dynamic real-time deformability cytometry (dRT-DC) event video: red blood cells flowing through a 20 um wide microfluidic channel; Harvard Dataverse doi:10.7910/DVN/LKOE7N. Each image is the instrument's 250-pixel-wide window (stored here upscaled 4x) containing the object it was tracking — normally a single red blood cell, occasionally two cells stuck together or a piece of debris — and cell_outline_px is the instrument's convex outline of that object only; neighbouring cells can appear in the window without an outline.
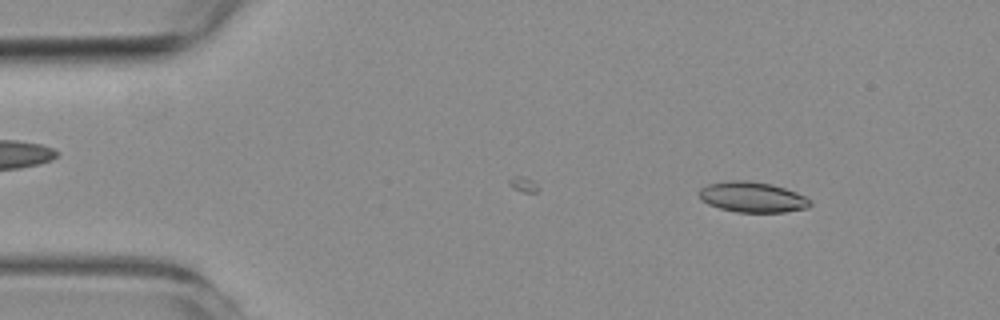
{"species": "common noctule bat (a hibernating species)", "species_latin": "Nyctalus noctula", "temperature_condition": "room temperature", "stored_images_in_passage": 49, "camera_frame_rate_fps": 3000, "um_per_image_px": 0.085, "animal": {"sex": "female", "body_mass_g": 19.3, "forearm_length_mm": 54.1}, "frame": {"image": 1, "passage_image": 6, "time_ms": 1.667, "image_size_px": [1000, 320], "cell_outline_px": [[812, 204], [808, 208], [784, 212], [736, 212], [720, 208], [708, 204], [700, 200], [700, 188], [708, 184], [732, 180], [748, 180], [772, 184], [796, 192], [812, 200]], "centroid_in_image_um": [63.97, 16.75], "position_along_channel_um": 21.0, "area_um2": 19.77}}
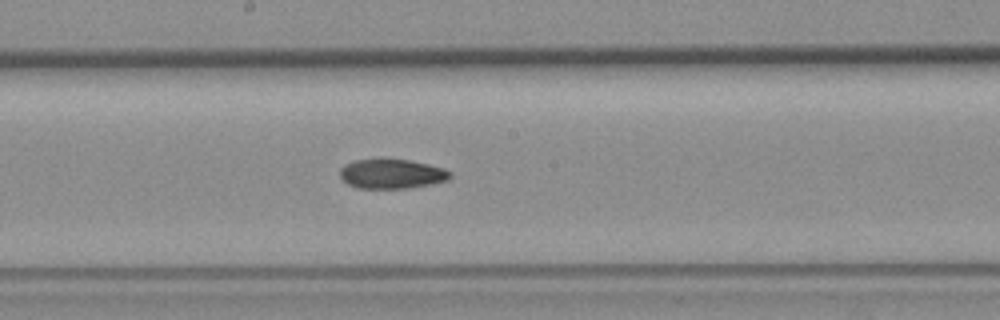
{"frame": {"image": 2, "passage_image": 28, "time_ms": 9.0, "image_size_px": [1000, 320], "cell_outline_px": [[452, 176], [448, 180], [432, 184], [408, 188], [360, 188], [348, 184], [340, 176], [340, 168], [344, 164], [356, 160], [380, 156], [408, 160], [428, 164], [444, 168], [452, 172]], "centroid_in_image_um": [33.3, 14.74], "position_along_channel_um": 214.9, "area_um2": 19.54}}
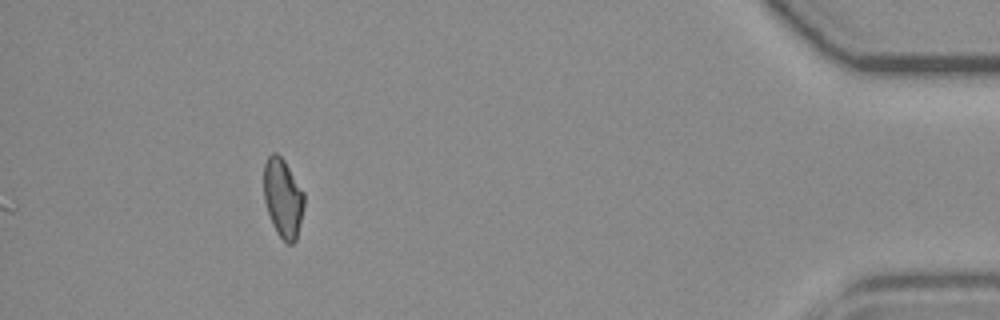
{"frame": {"image": 3, "passage_image": 49, "time_ms": 16.0, "image_size_px": [1000, 320], "cell_outline_px": [[304, 204], [296, 240], [292, 244], [288, 244], [276, 232], [272, 224], [264, 200], [264, 164], [268, 156], [272, 152], [276, 152], [284, 160], [304, 192]], "centroid_in_image_um": [24.04, 16.81], "position_along_channel_um": 411.2, "area_um2": 18.44}, "authors_computed_cell_mechanics": {"area_um2": 19.4786, "velocity_mm_per_s": 3.7378, "shape_relaxation_time_tau1_ms": null, "shape_relaxation_time_tau2_ms": 6.8753, "deformation_change_tau1": null, "deformation_change_tau2": 0.1286}}